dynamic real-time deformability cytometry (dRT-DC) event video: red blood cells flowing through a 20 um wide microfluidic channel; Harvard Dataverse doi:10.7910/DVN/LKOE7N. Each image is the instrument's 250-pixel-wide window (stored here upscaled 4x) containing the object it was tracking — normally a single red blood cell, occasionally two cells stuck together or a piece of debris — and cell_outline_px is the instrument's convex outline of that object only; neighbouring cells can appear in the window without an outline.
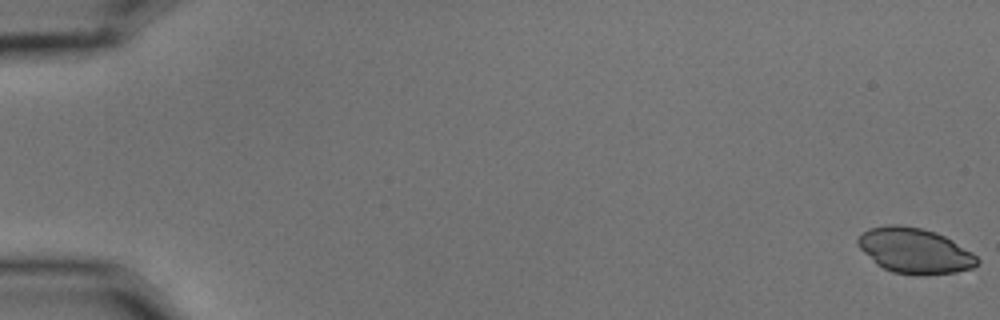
{"species": "common noctule bat (a hibernating species)", "species_latin": "Nyctalus noctula", "temperature_condition": "cold", "stored_images_in_passage": 5, "camera_frame_rate_fps": 3000, "um_per_image_px": 0.085, "animal": {"sex": "male", "body_mass_g": 15.6}, "frame": {"image": 1, "passage_image": 1, "time_ms": 0.0, "image_size_px": [1000, 320], "cell_outline_px": [[980, 260], [972, 268], [956, 272], [924, 276], [916, 276], [892, 272], [876, 264], [856, 244], [856, 240], [868, 228], [884, 224], [900, 224], [920, 228], [936, 232], [952, 240], [972, 252]], "centroid_in_image_um": [77.73, 21.31], "position_along_channel_um": 7.3, "area_um2": 31.79}}